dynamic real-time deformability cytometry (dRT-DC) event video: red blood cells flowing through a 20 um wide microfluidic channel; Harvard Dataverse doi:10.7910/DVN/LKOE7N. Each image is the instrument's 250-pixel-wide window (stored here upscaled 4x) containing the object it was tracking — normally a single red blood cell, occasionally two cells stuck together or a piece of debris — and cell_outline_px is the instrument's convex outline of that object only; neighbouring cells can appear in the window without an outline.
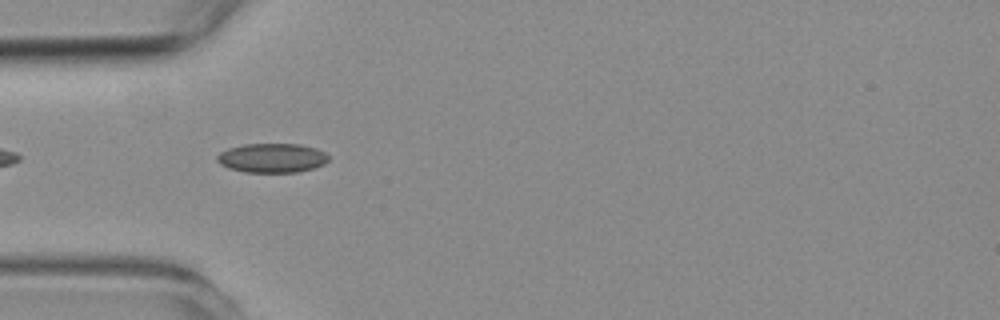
{"species": "common noctule bat (a hibernating species)", "species_latin": "Nyctalus noctula", "temperature_condition": "room temperature", "stored_images_in_passage": 16, "camera_frame_rate_fps": 3000, "um_per_image_px": 0.085, "animal": {"sex": "female", "body_mass_g": 19.3, "forearm_length_mm": 54.1}, "frame": {"image": 1, "passage_image": 3, "time_ms": 0.667, "image_size_px": [1000, 320], "cell_outline_px": [[328, 160], [324, 164], [312, 168], [296, 172], [244, 172], [228, 168], [220, 164], [216, 160], [216, 156], [220, 152], [228, 148], [244, 144], [300, 144], [316, 148], [324, 152], [328, 156]], "centroid_in_image_um": [23.09, 13.42], "position_along_channel_um": 61.9, "area_um2": 19.02}}
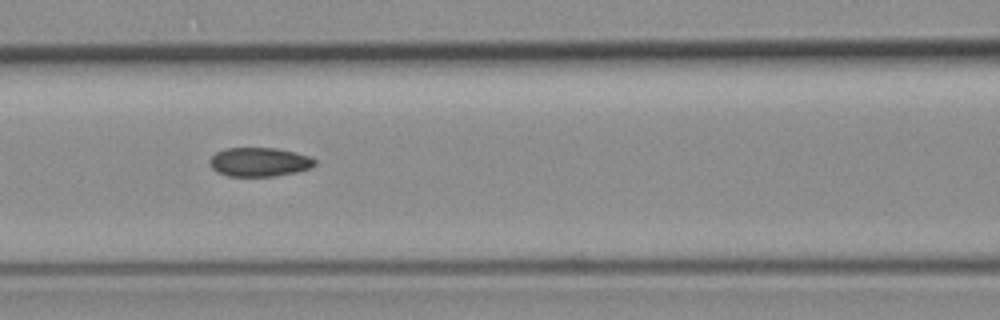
{"frame": {"image": 2, "passage_image": 10, "time_ms": 3.0, "image_size_px": [1000, 320], "cell_outline_px": [[316, 164], [308, 168], [296, 172], [276, 176], [228, 176], [216, 172], [208, 164], [208, 160], [216, 152], [224, 148], [276, 148], [308, 156], [316, 160]], "centroid_in_image_um": [21.98, 13.77], "position_along_channel_um": 144.6, "area_um2": 17.74}}
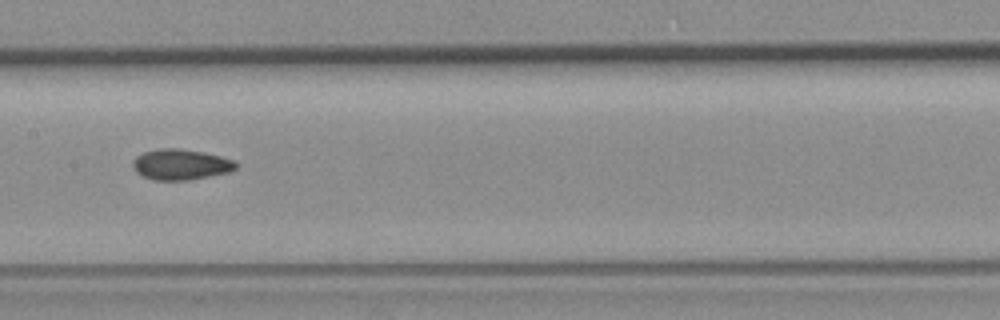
{"frame": {"image": 3, "passage_image": 14, "time_ms": 4.333, "image_size_px": [1000, 320], "cell_outline_px": [[236, 168], [228, 172], [188, 180], [152, 180], [136, 172], [132, 168], [132, 160], [136, 156], [144, 152], [160, 148], [180, 148], [220, 156], [236, 160]], "centroid_in_image_um": [15.32, 13.98], "position_along_channel_um": 192.1, "area_um2": 18.38}}